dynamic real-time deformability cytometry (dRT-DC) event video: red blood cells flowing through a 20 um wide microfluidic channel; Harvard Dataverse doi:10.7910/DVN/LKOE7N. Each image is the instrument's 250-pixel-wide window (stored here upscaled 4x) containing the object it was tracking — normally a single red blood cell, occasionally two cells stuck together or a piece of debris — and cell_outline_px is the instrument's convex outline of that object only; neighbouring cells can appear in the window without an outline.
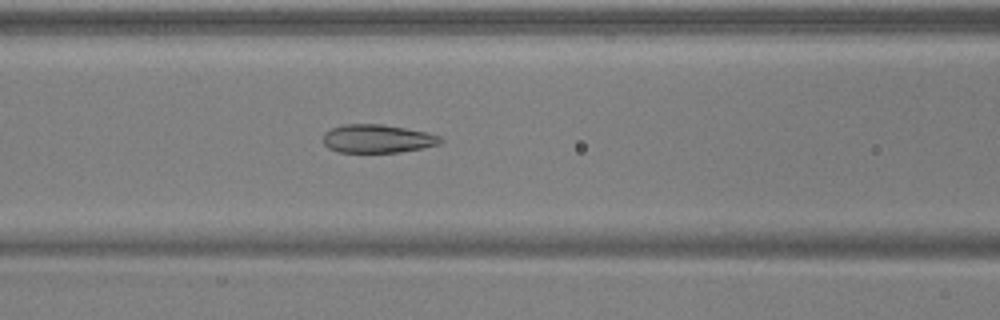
{"species": "common noctule bat (a hibernating species)", "species_latin": "Nyctalus noctula", "temperature_condition": "warm", "stored_images_in_passage": 52, "segment_of_instrument_passage": [1, 2], "camera_frame_rate_fps": 3000, "um_per_image_px": 0.085, "animal": {"sex": "male", "body_mass_g": 17.9, "forearm_length_mm": 54.2}, "frame": {"image": 1, "passage_image": 22, "time_ms": 7.0, "image_size_px": [1000, 320], "cell_outline_px": [[444, 140], [440, 144], [424, 148], [400, 152], [340, 152], [328, 148], [324, 144], [324, 132], [332, 128], [344, 124], [380, 124], [428, 132], [440, 136]], "centroid_in_image_um": [32.11, 11.79], "position_along_channel_um": 134.5, "area_um2": 19.42}}
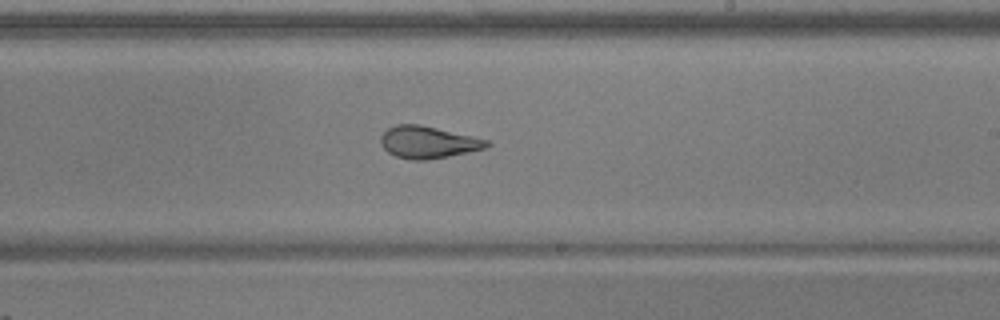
{"frame": {"image": 2, "passage_image": 31, "time_ms": 10.0, "image_size_px": [1000, 320], "cell_outline_px": [[492, 144], [484, 148], [448, 156], [424, 160], [412, 160], [396, 156], [388, 152], [380, 144], [380, 136], [388, 128], [396, 124], [420, 124], [472, 136], [488, 140]], "centroid_in_image_um": [36.35, 12.08], "position_along_channel_um": 252.7, "area_um2": 19.65}}
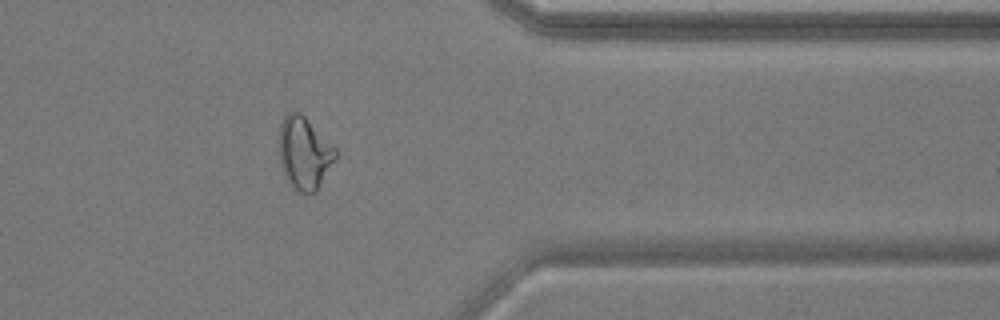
{"frame": {"image": 3, "passage_image": 42, "time_ms": 13.667, "image_size_px": [1000, 320], "cell_outline_px": [[336, 156], [316, 192], [308, 196], [300, 192], [288, 180], [280, 164], [280, 124], [284, 116], [292, 108], [300, 112], [336, 148]], "centroid_in_image_um": [25.86, 12.99], "position_along_channel_um": 385.5, "area_um2": 23.52}}